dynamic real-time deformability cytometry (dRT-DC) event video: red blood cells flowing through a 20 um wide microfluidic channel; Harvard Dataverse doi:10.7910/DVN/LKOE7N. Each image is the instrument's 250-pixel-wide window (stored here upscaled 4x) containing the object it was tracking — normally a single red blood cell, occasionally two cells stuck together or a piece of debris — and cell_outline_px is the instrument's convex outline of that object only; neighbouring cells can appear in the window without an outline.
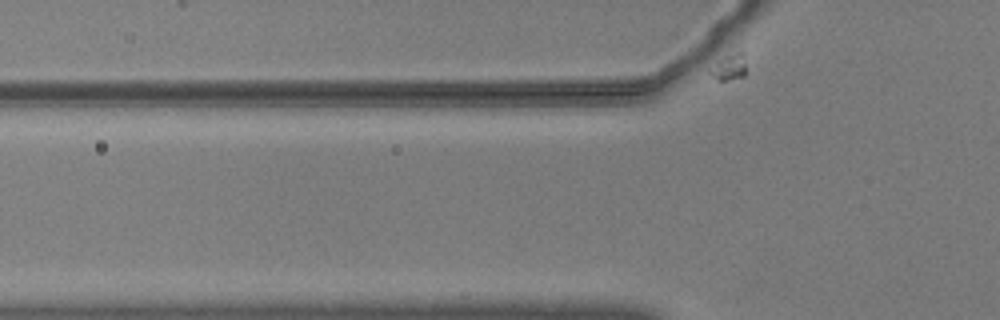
{"species": "common noctule bat (a hibernating species)", "species_latin": "Nyctalus noctula", "temperature_condition": "warm", "stored_images_in_passage": 3, "camera_frame_rate_fps": 3000, "um_per_image_px": 0.085, "animal": {"sex": "male", "body_mass_g": 20.5, "forearm_length_mm": 52.5}, "frame": {"image": 1, "passage_image": 2, "time_ms": 0.333, "image_size_px": [1000, 320], "cell_outline_px": [[640, 100], [628, 104], [508, 104], [504, 100], [532, 84], [628, 96]], "centroid_in_image_um": [48.02, 8.22], "position_along_channel_um": 77.8, "area_um2": 12.43}}